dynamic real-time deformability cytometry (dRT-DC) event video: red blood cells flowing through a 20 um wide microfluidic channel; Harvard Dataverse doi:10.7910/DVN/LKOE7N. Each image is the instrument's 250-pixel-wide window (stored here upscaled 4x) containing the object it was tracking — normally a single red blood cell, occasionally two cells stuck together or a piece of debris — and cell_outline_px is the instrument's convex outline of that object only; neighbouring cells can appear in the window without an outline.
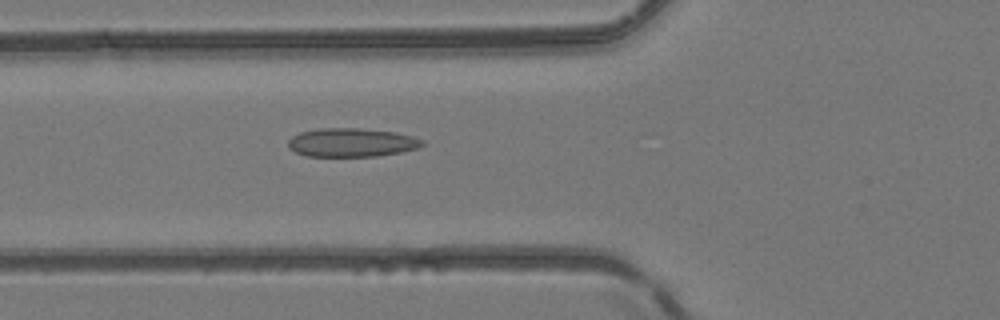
{"species": "common noctule bat (a hibernating species)", "species_latin": "Nyctalus noctula", "temperature_condition": "room temperature", "stored_images_in_passage": 51, "camera_frame_rate_fps": 3000, "um_per_image_px": 0.085, "animal": {"sex": "female", "body_mass_g": 24.6, "forearm_length_mm": 56.2}, "frame": {"image": 1, "passage_image": 19, "time_ms": 6.0, "image_size_px": [1000, 320], "cell_outline_px": [[424, 144], [420, 148], [400, 152], [376, 156], [304, 156], [288, 148], [288, 140], [292, 136], [300, 132], [320, 128], [360, 128], [396, 132], [412, 136], [424, 140]], "centroid_in_image_um": [29.89, 12.11], "position_along_channel_um": 95.9, "area_um2": 22.54}}
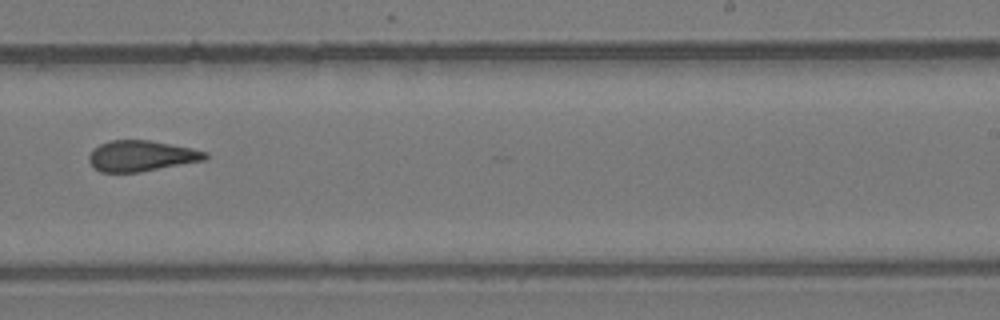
{"frame": {"image": 2, "passage_image": 32, "time_ms": 10.333, "image_size_px": [1000, 320], "cell_outline_px": [[208, 156], [204, 160], [140, 172], [100, 172], [88, 160], [88, 156], [100, 144], [108, 140], [148, 140], [192, 148], [208, 152]], "centroid_in_image_um": [12.02, 13.25], "position_along_channel_um": 277.0, "area_um2": 20.63}}
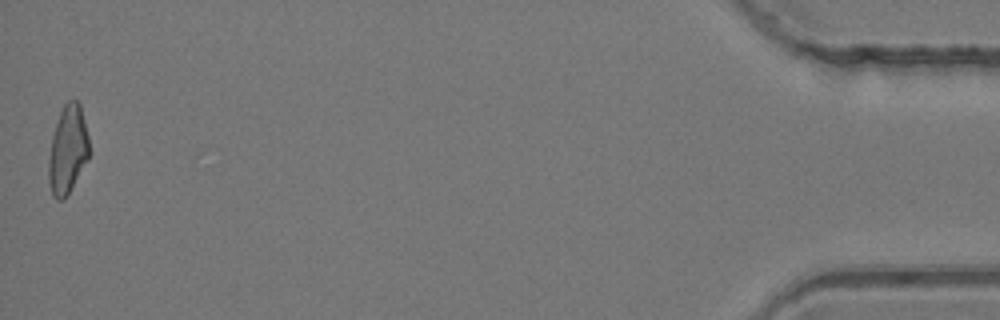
{"frame": {"image": 3, "passage_image": 50, "time_ms": 16.333, "image_size_px": [1000, 320], "cell_outline_px": [[88, 160], [68, 192], [60, 200], [56, 200], [52, 196], [48, 180], [48, 160], [52, 136], [60, 112], [64, 104], [68, 100], [76, 100], [80, 104], [88, 136]], "centroid_in_image_um": [5.74, 12.72], "position_along_channel_um": 429.5, "area_um2": 20.52}}